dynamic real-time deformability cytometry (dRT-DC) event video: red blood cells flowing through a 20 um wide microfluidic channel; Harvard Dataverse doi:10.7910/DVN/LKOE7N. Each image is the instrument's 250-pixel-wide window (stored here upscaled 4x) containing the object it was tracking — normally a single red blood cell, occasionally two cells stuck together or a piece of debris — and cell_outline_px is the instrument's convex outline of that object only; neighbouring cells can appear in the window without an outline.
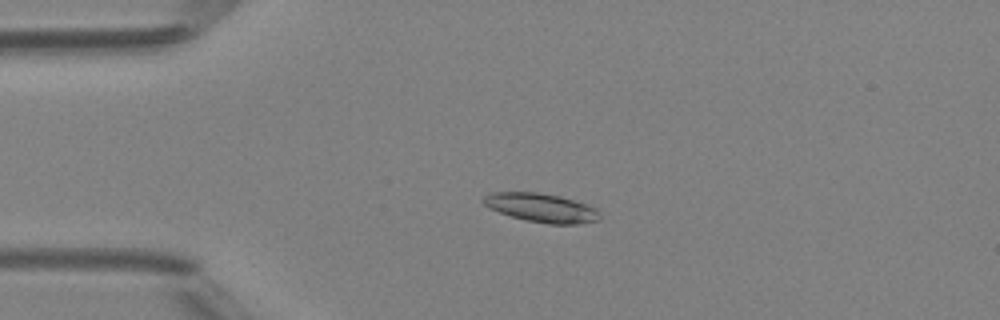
{"species": "Egyptian fruit bat (a non-hibernating species)", "species_latin": "Rousettus aegyptiacus", "temperature_condition": "room temperature", "stored_images_in_passage": 50, "camera_frame_rate_fps": 3000, "um_per_image_px": 0.085, "animal": {"sex": "female"}, "frame": {"image": 1, "passage_image": 13, "time_ms": 4.0, "image_size_px": [1000, 320], "cell_outline_px": [[600, 220], [580, 224], [548, 224], [528, 220], [512, 216], [488, 208], [484, 204], [484, 196], [492, 192], [536, 192], [560, 196], [596, 208], [600, 212]], "centroid_in_image_um": [46.04, 17.66], "position_along_channel_um": 39.0, "area_um2": 19.36}}
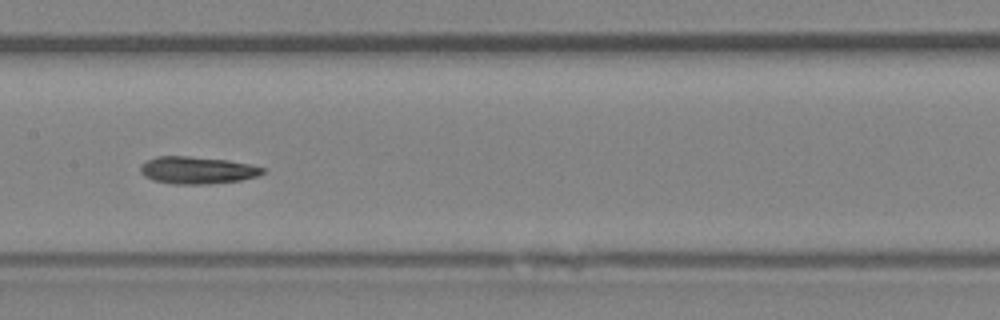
{"frame": {"image": 2, "passage_image": 26, "time_ms": 8.333, "image_size_px": [1000, 320], "cell_outline_px": [[264, 172], [256, 176], [240, 180], [208, 184], [176, 184], [152, 180], [144, 176], [140, 172], [140, 164], [156, 156], [188, 156], [228, 160], [252, 164], [264, 168]], "centroid_in_image_um": [16.74, 14.46], "position_along_channel_um": 190.7, "area_um2": 19.42}}
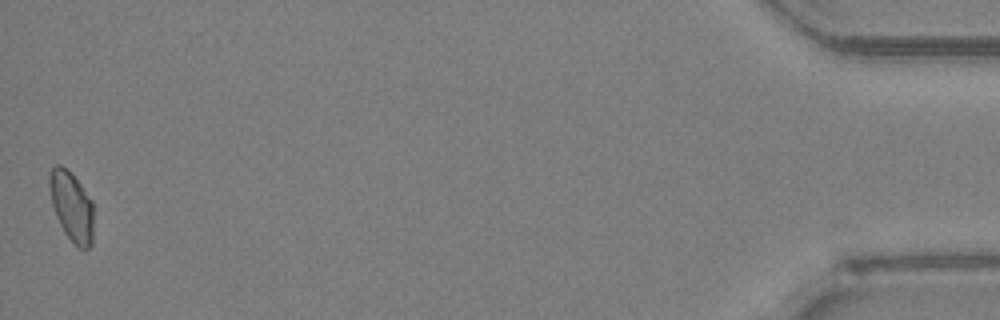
{"frame": {"image": 3, "passage_image": 50, "time_ms": 16.333, "image_size_px": [1000, 320], "cell_outline_px": [[92, 244], [88, 248], [80, 248], [64, 232], [56, 216], [52, 204], [48, 184], [48, 172], [56, 164], [60, 164], [80, 184], [92, 200]], "centroid_in_image_um": [6.06, 17.52], "position_along_channel_um": 429.1, "area_um2": 17.57}, "authors_computed_cell_mechanics": {"area_um2": 19.2474, "velocity_mm_per_s": 4.1892, "shape_relaxation_time_tau1_ms": 4.2285, "shape_relaxation_time_tau2_ms": 7.339, "deformation_change_tau1": 0.1235, "deformation_change_tau2": 0.1757}}